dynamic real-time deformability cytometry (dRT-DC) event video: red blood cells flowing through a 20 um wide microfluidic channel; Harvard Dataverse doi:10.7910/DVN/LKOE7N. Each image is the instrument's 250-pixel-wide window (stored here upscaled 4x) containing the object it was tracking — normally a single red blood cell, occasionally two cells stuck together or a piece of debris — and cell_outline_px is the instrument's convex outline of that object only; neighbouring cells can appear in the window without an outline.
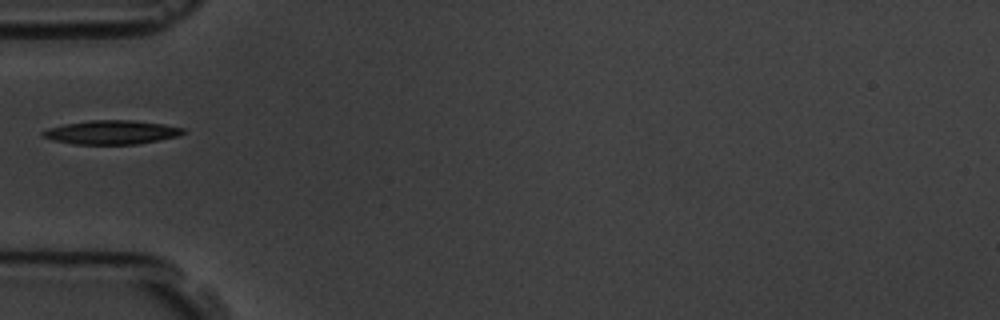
{"species": "common noctule bat (a hibernating species)", "species_latin": "Nyctalus noctula", "temperature_condition": "room temperature", "stored_images_in_passage": 6, "camera_frame_rate_fps": 3000, "um_per_image_px": 0.085, "animal": {"sex": "male", "body_mass_g": 19.5, "forearm_length_mm": 54.6}, "frame": {"image": 1, "passage_image": 6, "time_ms": 5.667, "image_size_px": [1000, 320], "cell_outline_px": [[184, 132], [176, 136], [160, 140], [136, 144], [76, 144], [52, 140], [40, 136], [40, 132], [48, 128], [64, 124], [88, 120], [132, 120], [164, 124], [184, 128]], "centroid_in_image_um": [9.43, 11.24], "position_along_channel_um": 75.6, "area_um2": 19.54}}